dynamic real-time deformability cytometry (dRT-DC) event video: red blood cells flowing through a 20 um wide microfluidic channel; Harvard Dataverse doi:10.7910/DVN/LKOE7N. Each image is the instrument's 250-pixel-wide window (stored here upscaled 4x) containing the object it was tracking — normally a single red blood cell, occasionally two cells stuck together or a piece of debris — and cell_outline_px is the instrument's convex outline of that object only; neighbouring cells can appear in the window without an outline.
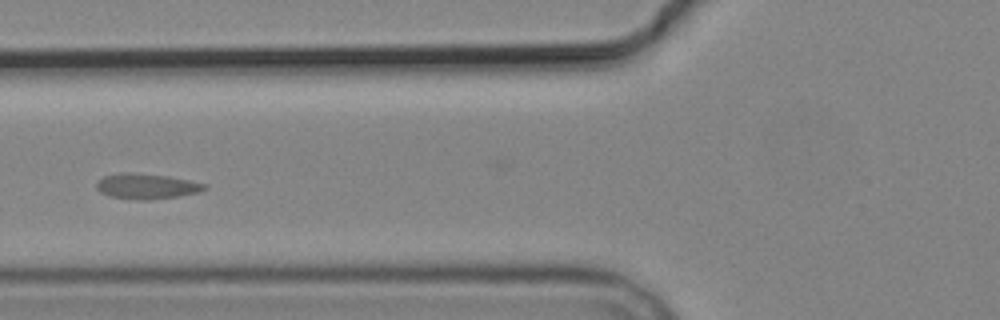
{"species": "common noctule bat (a hibernating species)", "species_latin": "Nyctalus noctula", "temperature_condition": "cold", "stored_images_in_passage": 7, "camera_frame_rate_fps": 3000, "um_per_image_px": 0.085, "animal": {"sex": "male", "body_mass_g": 19.2, "forearm_length_mm": 51.8}, "frame": {"image": 1, "passage_image": 5, "time_ms": 4.667, "image_size_px": [1000, 320], "cell_outline_px": [[208, 188], [200, 192], [176, 196], [148, 200], [136, 200], [108, 196], [100, 192], [96, 188], [96, 180], [104, 176], [124, 172], [132, 172], [168, 176], [208, 184]], "centroid_in_image_um": [12.44, 15.83], "position_along_channel_um": 113.4, "area_um2": 16.13}}
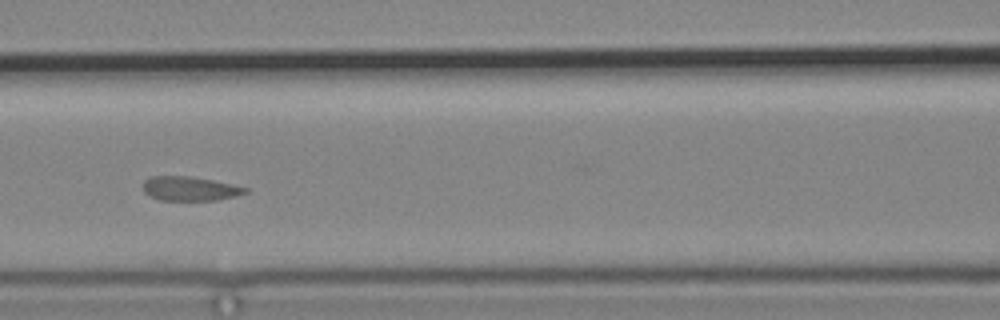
{"frame": {"image": 2, "passage_image": 6, "time_ms": 5.667, "image_size_px": [1000, 320], "cell_outline_px": [[248, 192], [236, 196], [216, 200], [160, 200], [144, 192], [144, 180], [148, 176], [188, 176], [212, 180], [232, 184], [248, 188]], "centroid_in_image_um": [16.14, 16.03], "position_along_channel_um": 150.5, "area_um2": 14.33}}
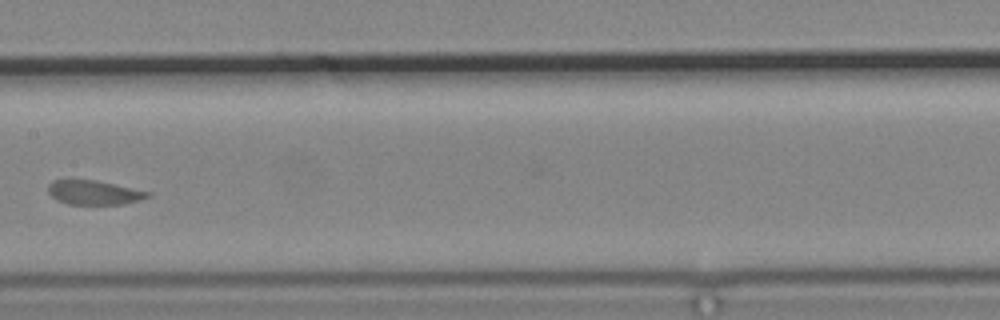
{"frame": {"image": 3, "passage_image": 7, "time_ms": 7.0, "image_size_px": [1000, 320], "cell_outline_px": [[152, 196], [140, 200], [124, 204], [68, 204], [56, 200], [48, 192], [48, 184], [52, 180], [96, 180], [152, 192]], "centroid_in_image_um": [8.01, 16.37], "position_along_channel_um": 199.4, "area_um2": 14.16}}